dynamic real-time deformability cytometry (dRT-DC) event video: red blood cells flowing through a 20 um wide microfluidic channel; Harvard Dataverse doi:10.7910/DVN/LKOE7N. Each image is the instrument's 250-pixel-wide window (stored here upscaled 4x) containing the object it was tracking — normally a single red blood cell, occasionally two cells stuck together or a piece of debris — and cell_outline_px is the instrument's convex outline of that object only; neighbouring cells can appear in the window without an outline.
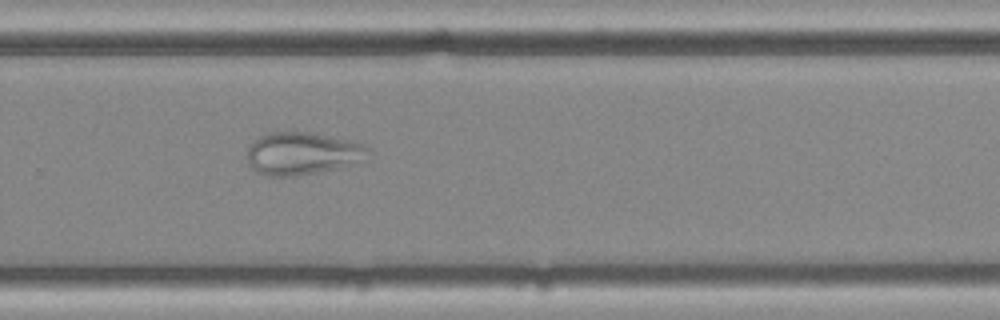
{"species": "common noctule bat (a hibernating species)", "species_latin": "Nyctalus noctula", "temperature_condition": "cold", "stored_images_in_passage": 44, "camera_frame_rate_fps": 3000, "um_per_image_px": 0.085, "animal": {"sex": "female", "body_mass_g": 25.1}, "frame": {"image": 1, "passage_image": 26, "time_ms": 8.333, "image_size_px": [1000, 320], "cell_outline_px": [[372, 148], [368, 160], [336, 168], [296, 176], [268, 176], [256, 172], [248, 164], [248, 148], [252, 140], [268, 132], [308, 132], [328, 136], [364, 144]], "centroid_in_image_um": [25.72, 13.05], "position_along_channel_um": 304.1, "area_um2": 30.23}}
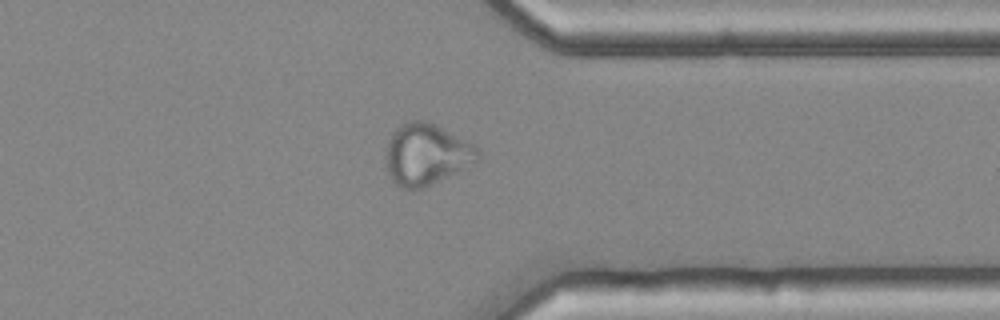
{"frame": {"image": 2, "passage_image": 32, "time_ms": 10.333, "image_size_px": [1000, 320], "cell_outline_px": [[480, 160], [460, 172], [424, 188], [400, 188], [392, 180], [388, 172], [388, 140], [392, 132], [400, 124], [408, 120], [428, 120], [476, 144], [480, 148]], "centroid_in_image_um": [36.33, 13.1], "position_along_channel_um": 375.1, "area_um2": 33.41}}
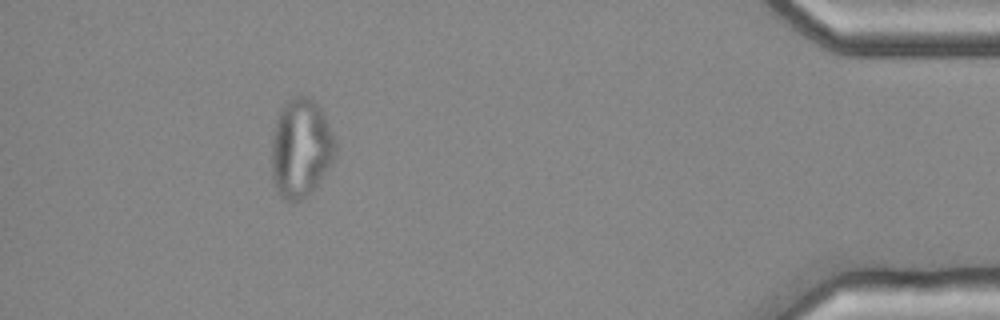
{"frame": {"image": 3, "passage_image": 39, "time_ms": 12.667, "image_size_px": [1000, 320], "cell_outline_px": [[336, 156], [316, 188], [308, 196], [292, 204], [284, 200], [280, 196], [272, 180], [272, 136], [276, 120], [280, 108], [292, 96], [300, 92], [308, 96], [320, 108], [336, 140]], "centroid_in_image_um": [25.57, 12.61], "position_along_channel_um": 409.6, "area_um2": 37.45}}